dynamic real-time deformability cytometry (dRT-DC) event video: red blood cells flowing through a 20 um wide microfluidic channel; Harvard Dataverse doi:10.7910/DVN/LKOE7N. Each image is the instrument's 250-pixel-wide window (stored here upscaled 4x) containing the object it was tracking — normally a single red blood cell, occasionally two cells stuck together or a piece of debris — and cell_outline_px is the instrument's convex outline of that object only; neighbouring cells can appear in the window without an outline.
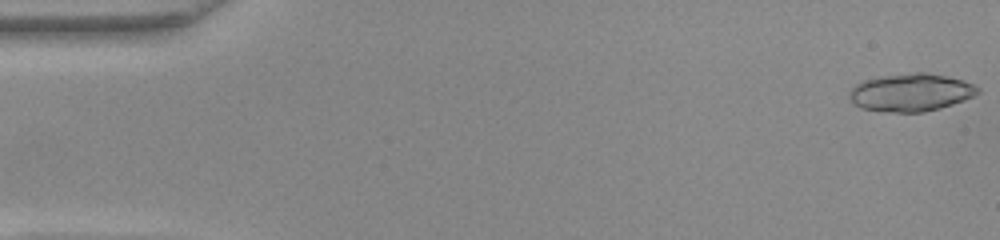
{"species": "common noctule bat (a hibernating species)", "species_latin": "Nyctalus noctula", "temperature_condition": "warm", "stored_images_in_passage": 51, "camera_frame_rate_fps": 3000, "um_per_image_px": 0.085, "animal": {"sex": "female", "body_mass_g": 22.0, "forearm_length_mm": 56.7}, "frame": {"image": 1, "passage_image": 1, "time_ms": 0.0, "image_size_px": [1000, 240], "cell_outline_px": [[980, 92], [972, 96], [952, 104], [940, 108], [924, 112], [880, 112], [860, 108], [852, 104], [848, 96], [848, 92], [860, 80], [880, 76], [912, 72], [924, 72], [948, 76], [972, 84], [980, 88]], "centroid_in_image_um": [77.34, 7.86], "position_along_channel_um": 7.7, "area_um2": 28.55}}
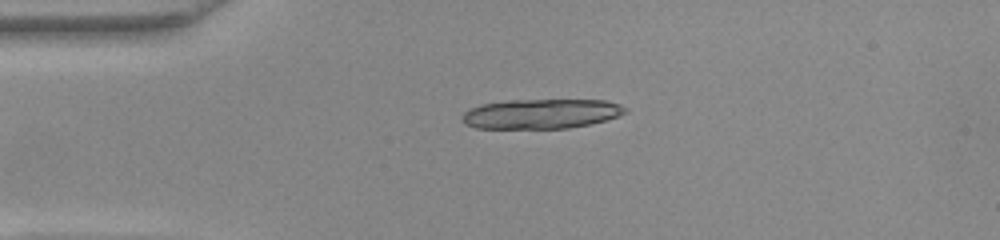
{"frame": {"image": 2, "passage_image": 12, "time_ms": 3.667, "image_size_px": [1000, 240], "cell_outline_px": [[628, 108], [620, 116], [588, 124], [568, 128], [476, 128], [464, 124], [460, 120], [460, 116], [468, 108], [484, 104], [512, 100], [604, 100], [620, 104]], "centroid_in_image_um": [45.96, 9.67], "position_along_channel_um": 39.0, "area_um2": 28.21}}
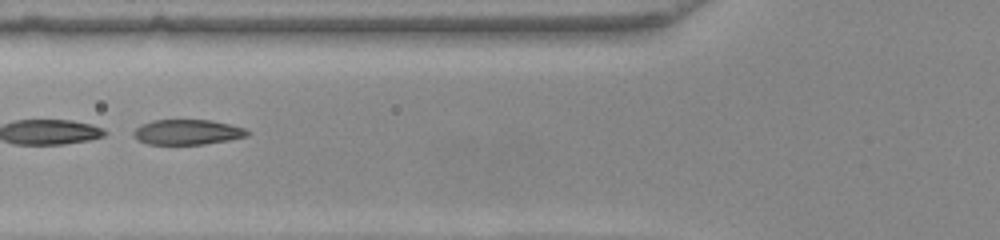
{"frame": {"image": 3, "passage_image": 20, "time_ms": 6.333, "image_size_px": [1000, 240], "cell_outline_px": [[252, 132], [248, 136], [228, 140], [204, 144], [148, 144], [136, 140], [132, 136], [132, 132], [140, 124], [152, 120], [212, 120], [244, 128]], "centroid_in_image_um": [15.89, 11.23], "position_along_channel_um": 109.9, "area_um2": 16.82}, "authors_computed_cell_mechanics": {"area_um2": 27.166, "velocity_mm_per_s": 3.9219, "shape_relaxation_time_tau1_ms": 5.1329, "shape_relaxation_time_tau2_ms": 0.9882, "deformation_change_tau1": 0.2409, "deformation_change_tau2": 0.0626}}